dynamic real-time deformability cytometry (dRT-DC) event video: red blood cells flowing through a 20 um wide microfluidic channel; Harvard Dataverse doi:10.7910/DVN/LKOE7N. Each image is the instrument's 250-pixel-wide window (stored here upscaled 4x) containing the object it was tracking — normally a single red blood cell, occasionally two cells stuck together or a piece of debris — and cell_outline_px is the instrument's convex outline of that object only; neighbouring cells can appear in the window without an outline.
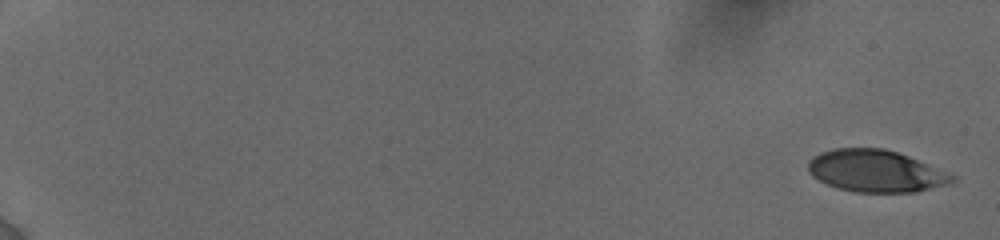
{"species": "human", "species_latin": "Homo sapiens", "temperature_condition": "cold", "stored_images_in_passage": 21, "camera_frame_rate_fps": 3000, "um_per_image_px": 0.085, "donor": {"sex": "female"}, "frame": {"image": 1, "passage_image": 1, "time_ms": 0.0, "image_size_px": [1000, 240], "cell_outline_px": [[956, 180], [948, 184], [916, 192], [856, 192], [840, 188], [828, 184], [812, 176], [808, 172], [808, 160], [820, 152], [836, 148], [884, 148], [908, 156], [952, 172], [956, 176]], "centroid_in_image_um": [74.49, 14.53], "position_along_channel_um": 10.5, "area_um2": 35.43}}
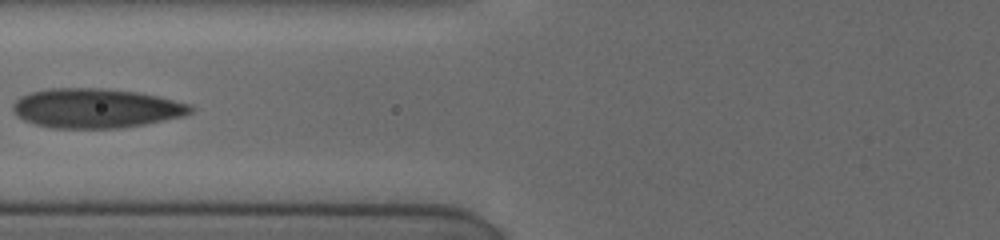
{"frame": {"image": 2, "passage_image": 15, "time_ms": 8.333, "image_size_px": [1000, 240], "cell_outline_px": [[196, 108], [192, 112], [184, 116], [144, 124], [120, 128], [52, 128], [36, 124], [24, 120], [12, 108], [12, 104], [20, 96], [32, 92], [48, 88], [104, 88], [136, 92], [156, 96], [192, 104]], "centroid_in_image_um": [8.18, 9.2], "position_along_channel_um": 117.6, "area_um2": 40.81}}
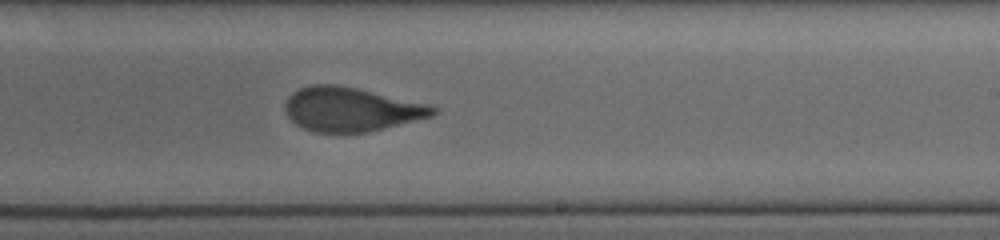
{"frame": {"image": 3, "passage_image": 21, "time_ms": 12.0, "image_size_px": [1000, 240], "cell_outline_px": [[440, 112], [432, 116], [368, 132], [312, 132], [296, 124], [288, 116], [284, 108], [284, 104], [288, 96], [292, 92], [300, 88], [312, 84], [336, 84], [356, 88], [428, 104], [440, 108]], "centroid_in_image_um": [29.83, 9.29], "position_along_channel_um": 259.2, "area_um2": 37.92}}